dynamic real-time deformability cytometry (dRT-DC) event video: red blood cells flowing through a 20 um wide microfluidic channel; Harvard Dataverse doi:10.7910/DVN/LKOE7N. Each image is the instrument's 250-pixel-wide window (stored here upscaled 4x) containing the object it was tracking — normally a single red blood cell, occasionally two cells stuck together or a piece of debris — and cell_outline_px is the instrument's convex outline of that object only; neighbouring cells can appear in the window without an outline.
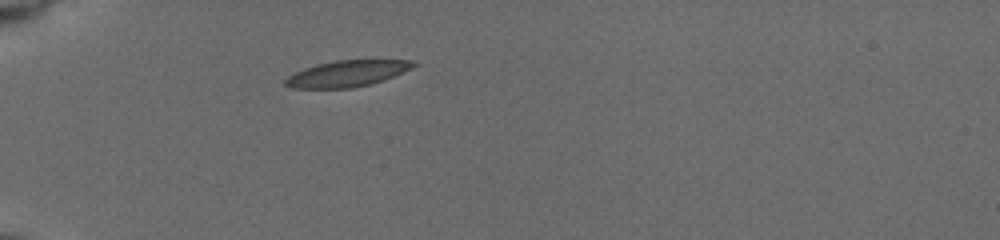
{"species": "common noctule bat (a hibernating species)", "species_latin": "Nyctalus noctula", "temperature_condition": "cold", "stored_images_in_passage": 4, "camera_frame_rate_fps": 3000, "um_per_image_px": 0.085, "animal": {"sex": "female", "body_mass_g": 19.5, "forearm_length_mm": 54.1}, "frame": {"image": 1, "passage_image": 2, "time_ms": 0.667, "image_size_px": [1000, 240], "cell_outline_px": [[420, 64], [412, 68], [384, 80], [372, 84], [352, 88], [292, 88], [284, 84], [284, 80], [288, 76], [304, 68], [316, 64], [336, 60], [416, 60]], "centroid_in_image_um": [29.54, 6.25], "position_along_channel_um": 55.5, "area_um2": 19.71}}
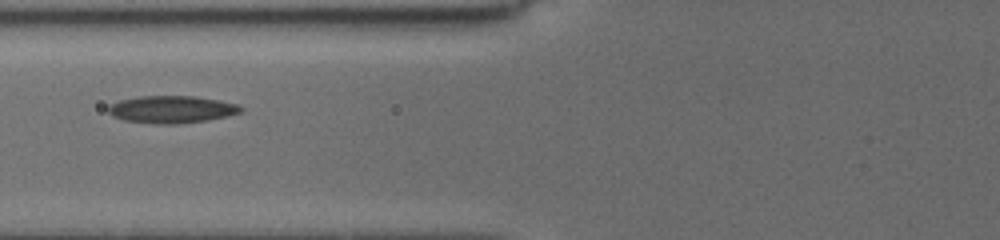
{"frame": {"image": 2, "passage_image": 4, "time_ms": 2.667, "image_size_px": [1000, 240], "cell_outline_px": [[244, 108], [240, 112], [228, 116], [204, 120], [176, 124], [160, 124], [124, 120], [112, 116], [108, 112], [108, 104], [120, 100], [140, 96], [192, 96], [220, 100], [240, 104]], "centroid_in_image_um": [14.59, 9.29], "position_along_channel_um": 111.2, "area_um2": 21.1}}